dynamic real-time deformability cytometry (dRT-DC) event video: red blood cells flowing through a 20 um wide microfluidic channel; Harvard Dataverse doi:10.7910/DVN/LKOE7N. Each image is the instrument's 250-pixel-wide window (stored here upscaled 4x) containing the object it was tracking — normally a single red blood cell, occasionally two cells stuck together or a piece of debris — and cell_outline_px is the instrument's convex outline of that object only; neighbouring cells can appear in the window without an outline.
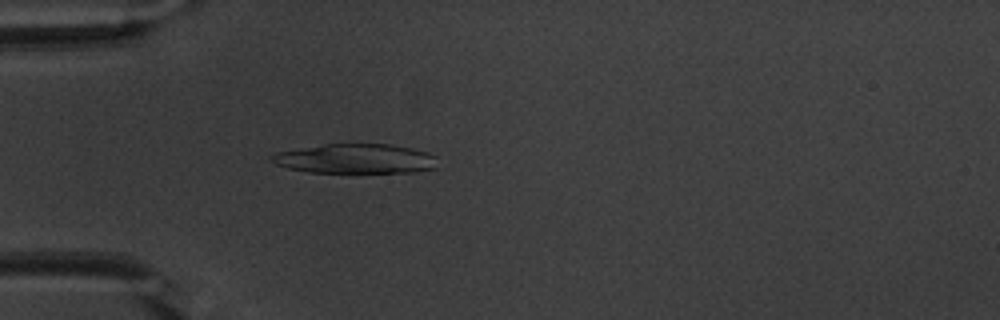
{"species": "common noctule bat (a hibernating species)", "species_latin": "Nyctalus noctula", "temperature_condition": "warm", "stored_images_in_passage": 52, "camera_frame_rate_fps": 3000, "um_per_image_px": 0.085, "animal": {"sex": "male", "body_mass_g": 20.1, "forearm_length_mm": 53.5}, "frame": {"image": 1, "passage_image": 15, "time_ms": 4.667, "image_size_px": [1000, 320], "cell_outline_px": [[436, 168], [416, 172], [308, 172], [288, 168], [276, 164], [268, 160], [268, 156], [276, 152], [324, 144], [392, 144], [412, 148], [428, 152], [436, 156]], "centroid_in_image_um": [30.21, 13.49], "position_along_channel_um": 54.8, "area_um2": 28.78}}
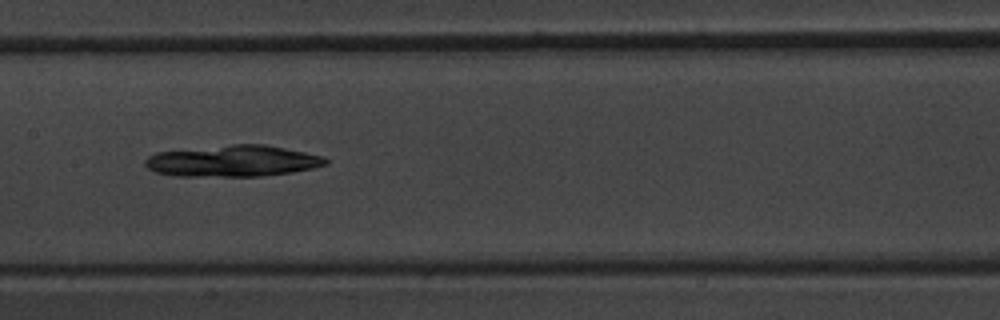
{"frame": {"image": 2, "passage_image": 26, "time_ms": 8.333, "image_size_px": [1000, 320], "cell_outline_px": [[328, 164], [312, 168], [292, 172], [260, 176], [176, 176], [156, 172], [148, 168], [144, 164], [144, 160], [148, 156], [156, 152], [232, 144], [264, 144], [324, 156], [328, 160]], "centroid_in_image_um": [19.78, 13.68], "position_along_channel_um": 187.6, "area_um2": 32.95}}
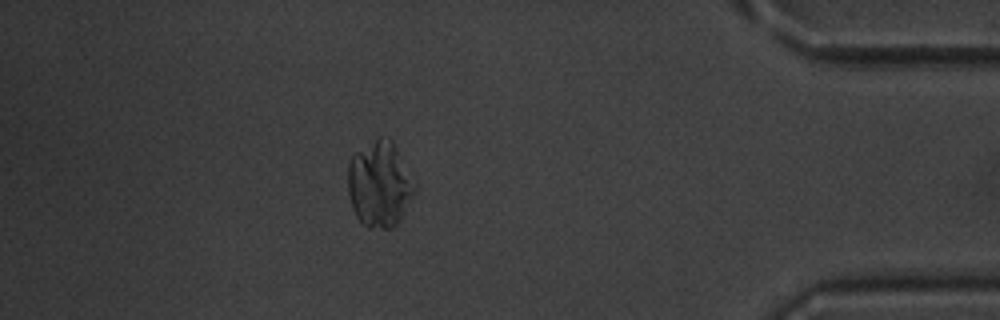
{"frame": {"image": 3, "passage_image": 46, "time_ms": 15.0, "image_size_px": [1000, 320], "cell_outline_px": [[416, 192], [396, 224], [392, 228], [368, 228], [356, 216], [352, 208], [348, 192], [348, 164], [352, 156], [356, 152], [376, 136], [380, 136], [392, 140], [416, 184]], "centroid_in_image_um": [32.26, 15.64], "position_along_channel_um": 402.9, "area_um2": 33.41}}